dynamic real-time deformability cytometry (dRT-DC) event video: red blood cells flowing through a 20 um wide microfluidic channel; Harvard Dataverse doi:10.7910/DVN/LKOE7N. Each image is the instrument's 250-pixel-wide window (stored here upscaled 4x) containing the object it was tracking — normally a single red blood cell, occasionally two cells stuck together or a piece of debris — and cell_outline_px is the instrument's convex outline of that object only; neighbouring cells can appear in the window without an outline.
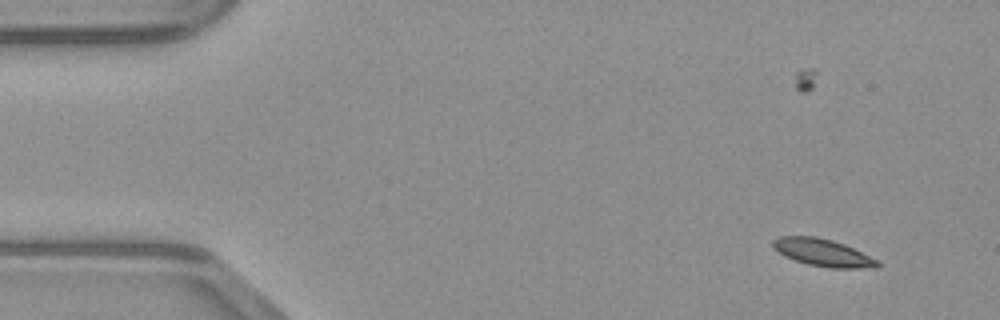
{"species": "common noctule bat (a hibernating species)", "species_latin": "Nyctalus noctula", "temperature_condition": "warm", "stored_images_in_passage": 51, "camera_frame_rate_fps": 3000, "um_per_image_px": 0.085, "animal": {"sex": "male", "body_mass_g": 23.1, "forearm_length_mm": 52.7}, "frame": {"image": 1, "passage_image": 7, "time_ms": 2.0, "image_size_px": [1000, 320], "cell_outline_px": [[880, 264], [876, 268], [828, 268], [808, 264], [784, 256], [772, 248], [772, 240], [780, 236], [816, 236], [832, 240], [844, 244], [880, 260]], "centroid_in_image_um": [69.95, 21.47], "position_along_channel_um": 15.0, "area_um2": 16.82}}
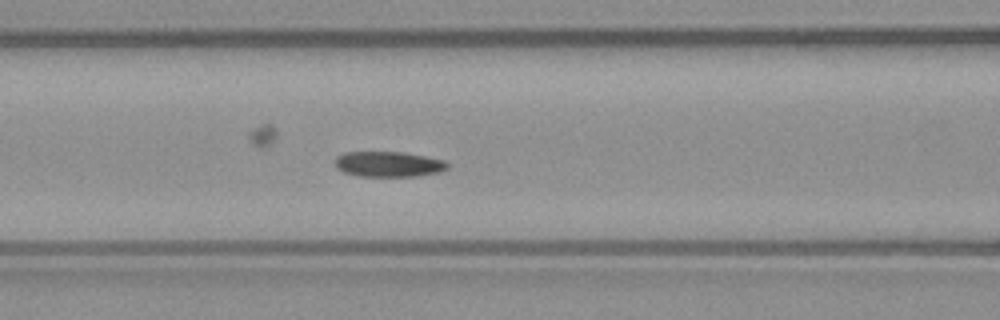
{"frame": {"image": 2, "passage_image": 23, "time_ms": 7.333, "image_size_px": [1000, 320], "cell_outline_px": [[448, 168], [440, 172], [416, 176], [360, 176], [344, 172], [336, 168], [332, 160], [336, 156], [344, 152], [404, 152], [444, 160], [448, 164]], "centroid_in_image_um": [32.97, 13.95], "position_along_channel_um": 133.6, "area_um2": 16.76}}
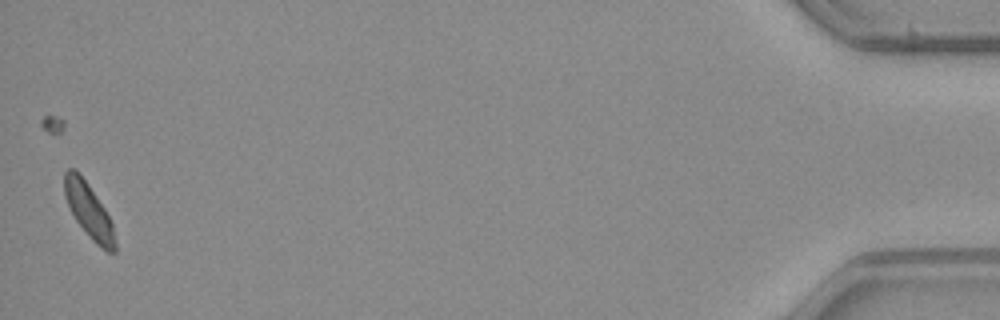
{"frame": {"image": 3, "passage_image": 51, "time_ms": 16.667, "image_size_px": [1000, 320], "cell_outline_px": [[116, 252], [108, 252], [96, 244], [92, 240], [76, 220], [64, 196], [64, 172], [68, 168], [76, 168], [88, 184], [104, 208], [112, 224], [116, 244]], "centroid_in_image_um": [7.53, 17.88], "position_along_channel_um": 427.7, "area_um2": 15.9}}